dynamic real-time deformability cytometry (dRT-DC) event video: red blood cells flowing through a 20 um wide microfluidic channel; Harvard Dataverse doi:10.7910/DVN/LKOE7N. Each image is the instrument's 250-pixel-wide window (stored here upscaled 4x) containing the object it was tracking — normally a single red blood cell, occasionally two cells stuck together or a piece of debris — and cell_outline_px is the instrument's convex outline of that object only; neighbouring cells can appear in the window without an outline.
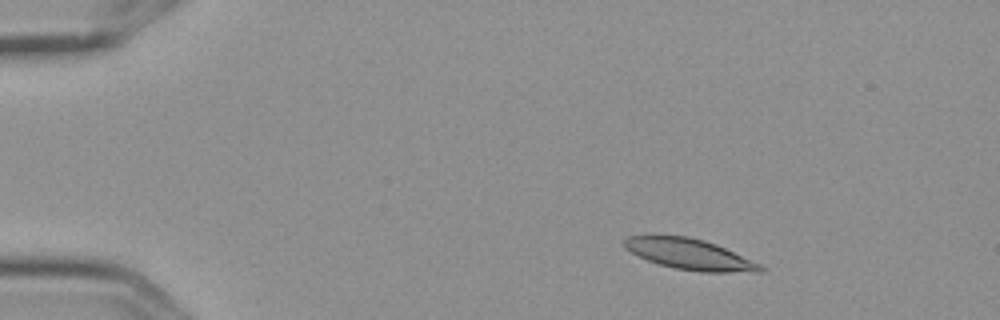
{"species": "Egyptian fruit bat (a non-hibernating species)", "species_latin": "Rousettus aegyptiacus", "temperature_condition": "cold", "stored_images_in_passage": 5, "camera_frame_rate_fps": 3000, "um_per_image_px": 0.085, "frame": {"image": 1, "passage_image": 2, "time_ms": 0.333, "image_size_px": [1000, 320], "cell_outline_px": [[768, 268], [764, 272], [700, 272], [676, 268], [660, 264], [648, 260], [624, 248], [624, 240], [628, 236], [688, 236], [704, 240], [716, 244], [760, 264]], "centroid_in_image_um": [58.67, 21.62], "position_along_channel_um": 26.3, "area_um2": 24.1}}
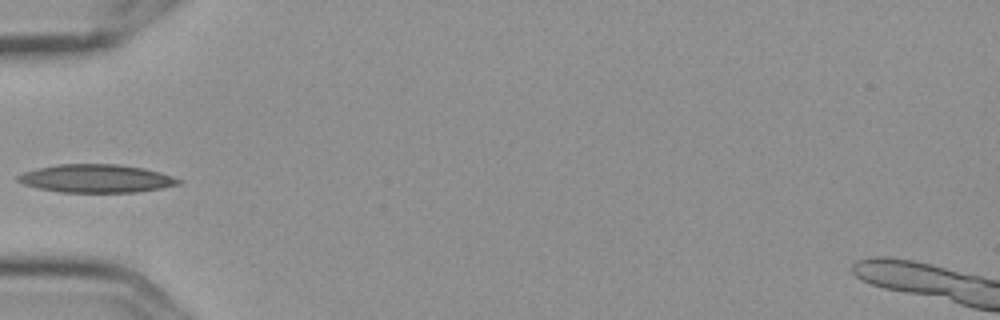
{"frame": {"image": 2, "passage_image": 5, "time_ms": 1.333, "image_size_px": [1000, 320], "cell_outline_px": [[184, 180], [180, 184], [160, 188], [136, 192], [60, 192], [36, 188], [24, 184], [16, 180], [16, 176], [24, 172], [56, 164], [116, 164], [144, 168], [160, 172]], "centroid_in_image_um": [8.19, 15.17], "position_along_channel_um": 76.8, "area_um2": 26.36}}